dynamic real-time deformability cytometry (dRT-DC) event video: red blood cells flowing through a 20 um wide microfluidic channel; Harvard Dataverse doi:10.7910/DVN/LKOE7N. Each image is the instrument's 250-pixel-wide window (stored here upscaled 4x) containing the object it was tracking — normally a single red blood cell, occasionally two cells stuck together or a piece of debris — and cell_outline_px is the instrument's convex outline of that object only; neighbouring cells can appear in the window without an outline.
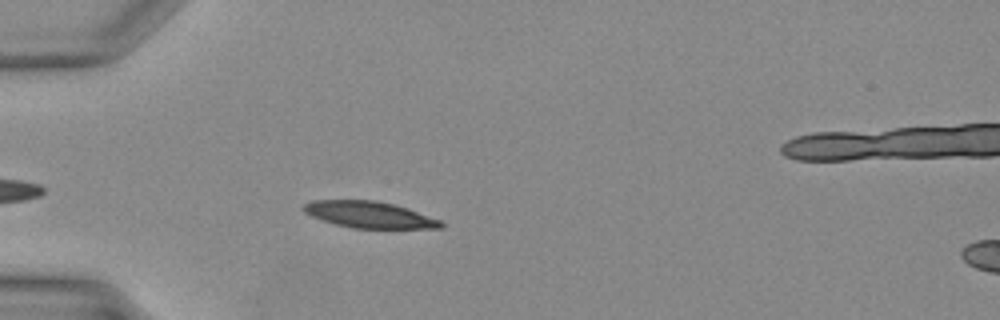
{"species": "Egyptian fruit bat (a non-hibernating species)", "species_latin": "Rousettus aegyptiacus", "temperature_condition": "warm", "stored_images_in_passage": 31, "camera_frame_rate_fps": 3000, "um_per_image_px": 0.085, "animal": {"sex": "female"}, "frame": {"image": 1, "passage_image": 5, "time_ms": 1.333, "image_size_px": [1000, 320], "cell_outline_px": [[444, 228], [352, 228], [336, 224], [312, 216], [304, 212], [300, 208], [304, 204], [312, 200], [376, 200], [396, 204], [408, 208], [440, 220], [444, 224]], "centroid_in_image_um": [31.39, 18.24], "position_along_channel_um": 53.6, "area_um2": 21.21}}
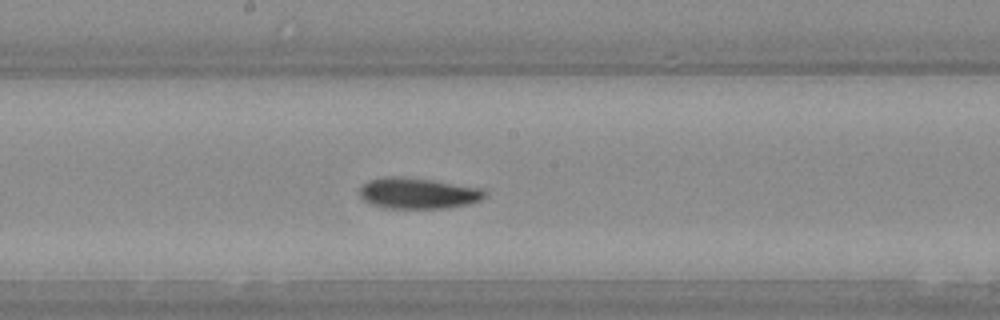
{"frame": {"image": 2, "passage_image": 15, "time_ms": 4.667, "image_size_px": [1000, 320], "cell_outline_px": [[488, 196], [472, 204], [448, 208], [384, 208], [372, 204], [364, 200], [360, 196], [360, 188], [368, 180], [388, 176], [392, 176], [428, 180], [484, 188], [488, 192]], "centroid_in_image_um": [35.59, 16.44], "position_along_channel_um": 212.6, "area_um2": 22.6}}
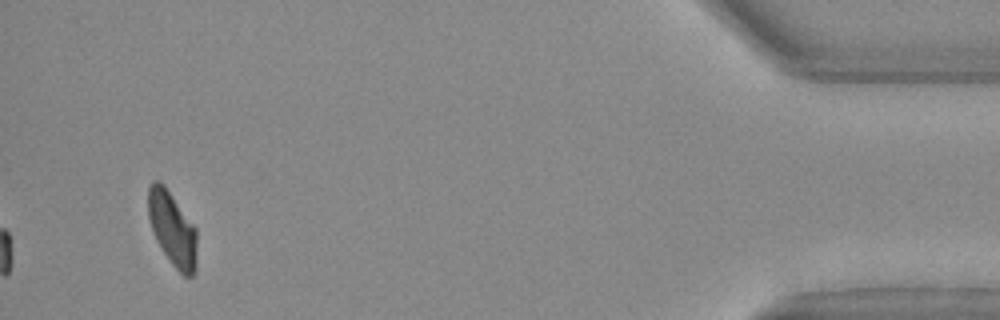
{"frame": {"image": 3, "passage_image": 31, "time_ms": 10.0, "image_size_px": [1000, 320], "cell_outline_px": [[196, 272], [192, 276], [184, 276], [172, 264], [156, 240], [148, 216], [148, 188], [152, 180], [156, 180], [164, 184], [196, 228]], "centroid_in_image_um": [14.65, 19.44], "position_along_channel_um": 420.5, "area_um2": 20.92}}